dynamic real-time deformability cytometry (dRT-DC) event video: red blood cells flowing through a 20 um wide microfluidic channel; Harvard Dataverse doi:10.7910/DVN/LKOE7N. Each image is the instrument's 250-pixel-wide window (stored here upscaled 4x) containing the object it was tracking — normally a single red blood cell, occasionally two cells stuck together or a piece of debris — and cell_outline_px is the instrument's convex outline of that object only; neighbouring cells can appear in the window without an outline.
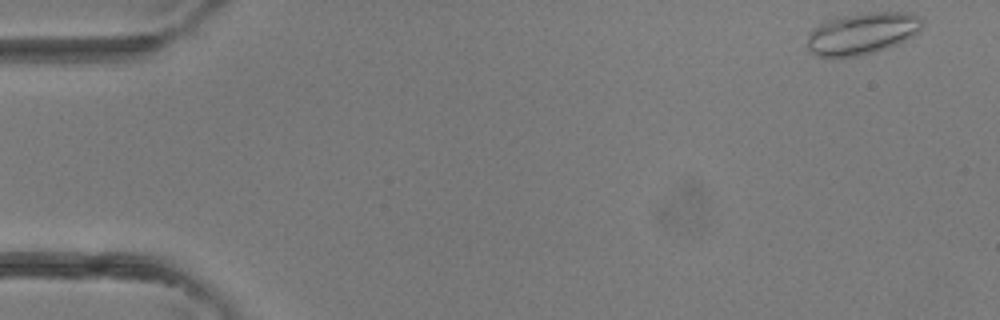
{"species": "common noctule bat (a hibernating species)", "species_latin": "Nyctalus noctula", "temperature_condition": "room temperature", "stored_images_in_passage": 3, "camera_frame_rate_fps": 3000, "um_per_image_px": 0.085, "animal": {"sex": "female"}, "frame": {"image": 1, "passage_image": 1, "time_ms": 0.0, "image_size_px": [1000, 320], "cell_outline_px": [[924, 24], [912, 36], [896, 44], [860, 56], [816, 56], [808, 48], [808, 32], [812, 28], [824, 20], [836, 16], [868, 12], [908, 12], [920, 16], [924, 20]], "centroid_in_image_um": [73.26, 2.8], "position_along_channel_um": 11.7, "area_um2": 28.09}}